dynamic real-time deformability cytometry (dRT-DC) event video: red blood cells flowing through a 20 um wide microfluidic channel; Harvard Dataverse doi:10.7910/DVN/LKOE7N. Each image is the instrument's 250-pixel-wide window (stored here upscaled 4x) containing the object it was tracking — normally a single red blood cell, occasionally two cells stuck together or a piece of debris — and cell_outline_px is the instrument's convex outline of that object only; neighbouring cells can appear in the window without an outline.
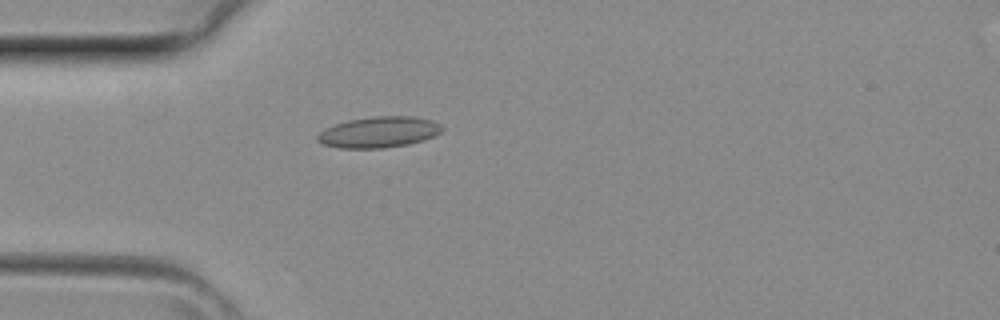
{"species": "common noctule bat (a hibernating species)", "species_latin": "Nyctalus noctula", "temperature_condition": "room temperature", "stored_images_in_passage": 1, "camera_frame_rate_fps": 3000, "um_per_image_px": 0.085, "animal": {"sex": "female", "body_mass_g": 29.2, "forearm_length_mm": 56.3}, "frame": {"image": 1, "passage_image": 1, "time_ms": 0.0, "image_size_px": [1000, 320], "cell_outline_px": [[444, 128], [436, 136], [424, 140], [408, 144], [384, 148], [340, 148], [320, 144], [316, 140], [316, 136], [324, 128], [332, 124], [348, 120], [372, 116], [412, 116], [432, 120], [440, 124]], "centroid_in_image_um": [32.17, 11.23], "position_along_channel_um": 52.8, "area_um2": 22.83}}